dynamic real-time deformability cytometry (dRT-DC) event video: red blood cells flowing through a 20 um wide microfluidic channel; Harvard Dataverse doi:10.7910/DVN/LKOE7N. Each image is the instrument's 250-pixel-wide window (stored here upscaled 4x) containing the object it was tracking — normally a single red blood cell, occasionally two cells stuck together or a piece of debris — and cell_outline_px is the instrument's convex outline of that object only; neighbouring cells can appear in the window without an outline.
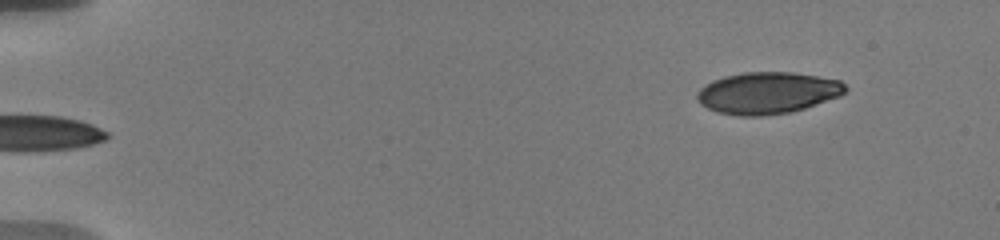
{"species": "human", "species_latin": "Homo sapiens", "temperature_condition": "warm", "stored_images_in_passage": 37, "camera_frame_rate_fps": 3000, "um_per_image_px": 0.085, "donor": {"sex": "male"}, "frame": {"image": 1, "passage_image": 1, "time_ms": 0.0, "image_size_px": [1000, 240], "cell_outline_px": [[848, 88], [840, 96], [792, 112], [760, 116], [736, 116], [716, 112], [700, 104], [696, 96], [696, 92], [700, 88], [712, 80], [724, 76], [744, 72], [792, 72], [840, 80]], "centroid_in_image_um": [65.21, 7.9], "position_along_channel_um": 19.8, "area_um2": 36.18}}
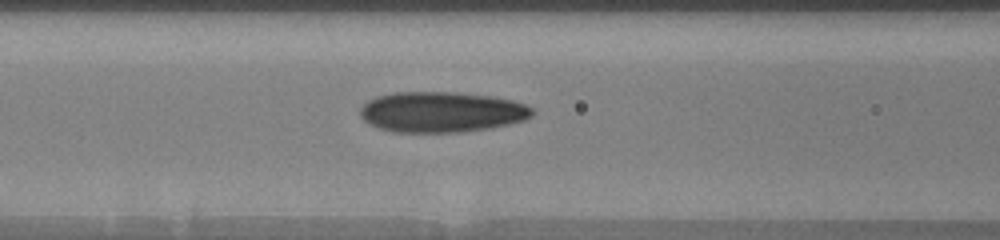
{"frame": {"image": 2, "passage_image": 15, "time_ms": 6.333, "image_size_px": [1000, 240], "cell_outline_px": [[532, 116], [524, 120], [492, 128], [460, 132], [392, 132], [380, 128], [364, 120], [360, 116], [360, 108], [368, 100], [376, 96], [392, 92], [456, 92], [492, 96], [512, 100], [524, 104], [532, 108]], "centroid_in_image_um": [37.52, 9.51], "position_along_channel_um": 129.1, "area_um2": 40.75}}
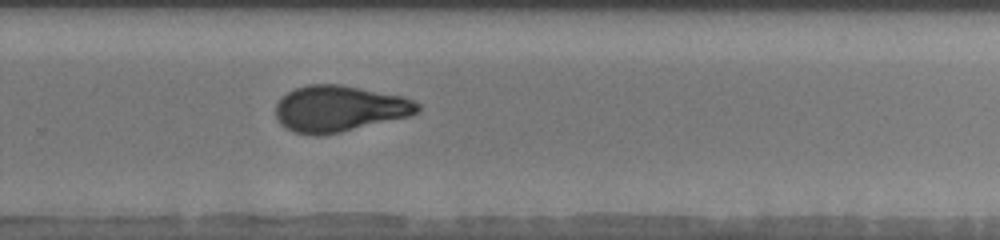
{"frame": {"image": 3, "passage_image": 25, "time_ms": 11.0, "image_size_px": [1000, 240], "cell_outline_px": [[420, 112], [412, 116], [340, 132], [320, 136], [312, 136], [292, 132], [284, 128], [276, 120], [276, 104], [288, 92], [296, 88], [308, 84], [340, 84], [404, 96], [420, 104]], "centroid_in_image_um": [28.85, 9.25], "position_along_channel_um": 300.9, "area_um2": 38.61}, "authors_computed_cell_mechanics": {"area_um2": 38.0902, "velocity_mm_per_s": 3.6985, "shape_relaxation_time_tau1_ms": 10.7093, "shape_relaxation_time_tau2_ms": 1.7234, "deformation_change_tau1": 0.2618, "deformation_change_tau2": 0.0822}}